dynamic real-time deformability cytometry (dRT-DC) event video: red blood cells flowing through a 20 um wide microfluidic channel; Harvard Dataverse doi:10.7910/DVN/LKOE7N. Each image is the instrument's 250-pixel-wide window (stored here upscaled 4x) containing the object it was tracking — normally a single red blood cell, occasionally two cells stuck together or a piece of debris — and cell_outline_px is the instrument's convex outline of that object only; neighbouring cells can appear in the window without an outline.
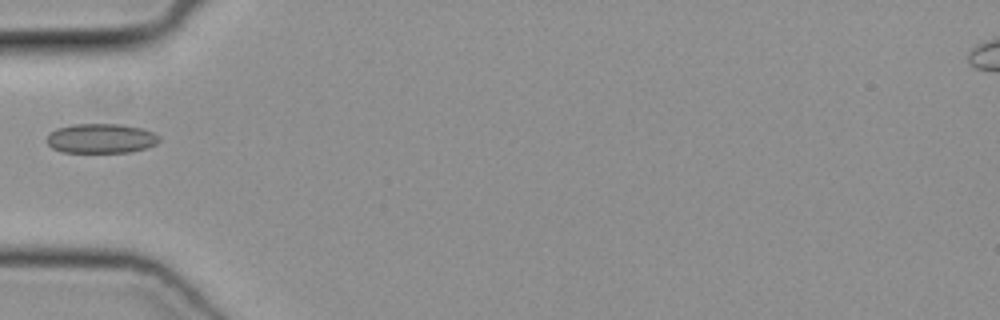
{"species": "common noctule bat (a hibernating species)", "species_latin": "Nyctalus noctula", "temperature_condition": "cold", "stored_images_in_passage": 31, "camera_frame_rate_fps": 3000, "um_per_image_px": 0.085, "animal": {"sex": "female", "body_mass_g": 19.3, "forearm_length_mm": 54.1}, "frame": {"image": 1, "passage_image": 1, "time_ms": 0.0, "image_size_px": [1000, 320], "cell_outline_px": [[160, 140], [156, 144], [144, 148], [128, 152], [60, 152], [52, 148], [48, 144], [48, 132], [56, 128], [72, 124], [120, 124], [140, 128], [152, 132], [160, 136]], "centroid_in_image_um": [8.55, 11.76], "position_along_channel_um": 76.4, "area_um2": 19.36}}
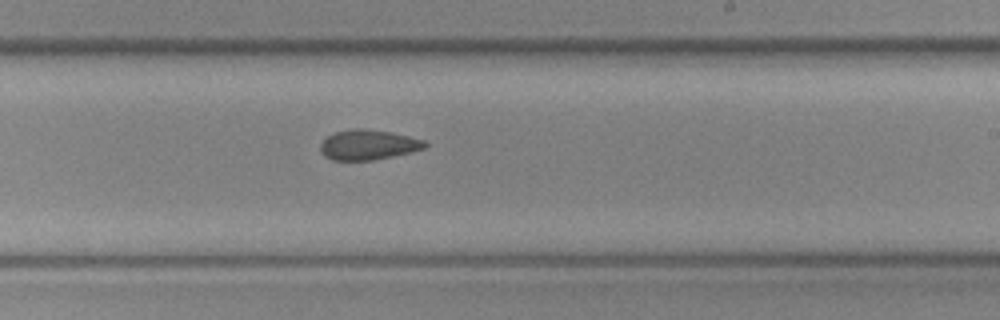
{"frame": {"image": 2, "passage_image": 14, "time_ms": 4.333, "image_size_px": [1000, 320], "cell_outline_px": [[428, 144], [424, 148], [392, 156], [372, 160], [332, 160], [324, 156], [320, 148], [320, 144], [328, 136], [336, 132], [352, 128], [360, 128], [392, 132], [424, 140]], "centroid_in_image_um": [31.27, 12.3], "position_along_channel_um": 257.7, "area_um2": 18.09}}
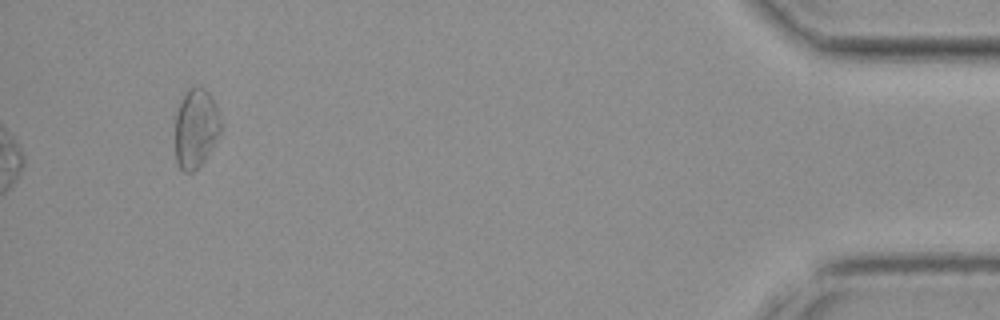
{"frame": {"image": 3, "passage_image": 31, "time_ms": 10.0, "image_size_px": [1000, 320], "cell_outline_px": [[220, 132], [216, 140], [204, 160], [192, 172], [184, 172], [180, 168], [176, 160], [176, 112], [188, 88], [204, 88], [212, 96], [220, 120]], "centroid_in_image_um": [16.64, 10.91], "position_along_channel_um": 418.6, "area_um2": 20.52}}